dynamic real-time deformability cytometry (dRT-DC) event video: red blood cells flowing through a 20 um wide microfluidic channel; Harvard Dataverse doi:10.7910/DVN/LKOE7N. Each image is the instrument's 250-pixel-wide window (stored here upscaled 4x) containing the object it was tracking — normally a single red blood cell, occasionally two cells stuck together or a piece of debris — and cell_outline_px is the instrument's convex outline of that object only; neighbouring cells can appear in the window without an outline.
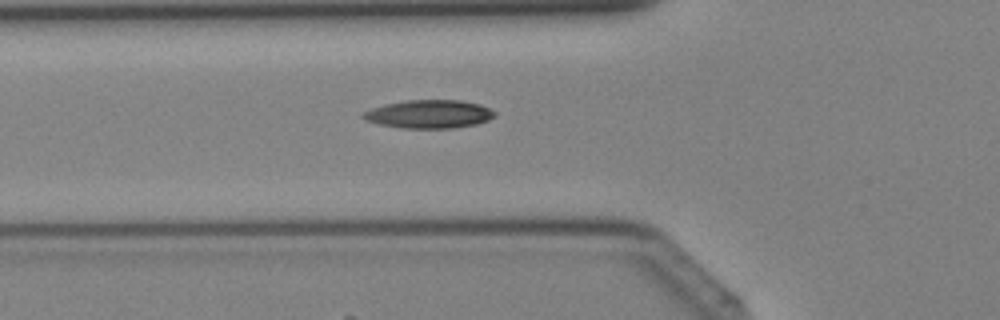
{"species": "Egyptian fruit bat (a non-hibernating species)", "species_latin": "Rousettus aegyptiacus", "temperature_condition": "cold", "stored_images_in_passage": 31, "camera_frame_rate_fps": 3000, "um_per_image_px": 0.085, "animal": {"sex": "female"}, "frame": {"image": 1, "passage_image": 5, "time_ms": 1.333, "image_size_px": [1000, 320], "cell_outline_px": [[496, 116], [488, 120], [476, 124], [452, 128], [400, 128], [380, 124], [364, 120], [360, 116], [364, 112], [372, 108], [384, 104], [404, 100], [460, 100], [480, 104], [496, 112]], "centroid_in_image_um": [36.46, 9.69], "position_along_channel_um": 89.3, "area_um2": 21.79}}
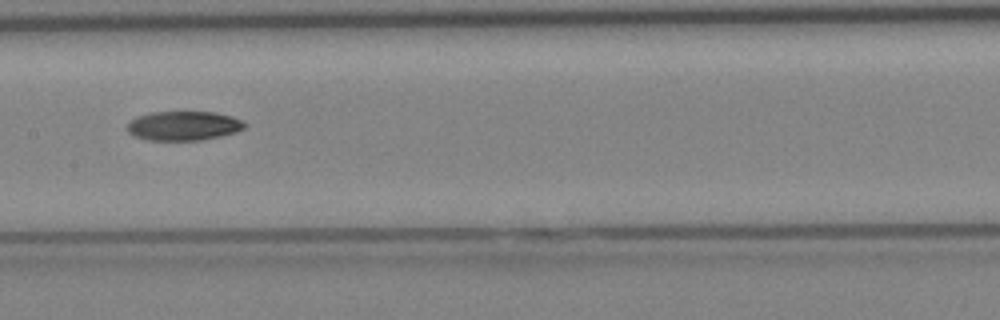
{"frame": {"image": 2, "passage_image": 11, "time_ms": 3.333, "image_size_px": [1000, 320], "cell_outline_px": [[248, 124], [244, 128], [236, 132], [220, 136], [200, 140], [148, 140], [136, 136], [128, 132], [124, 128], [136, 116], [152, 112], [212, 112], [232, 116]], "centroid_in_image_um": [15.59, 10.69], "position_along_channel_um": 191.8, "area_um2": 20.0}}
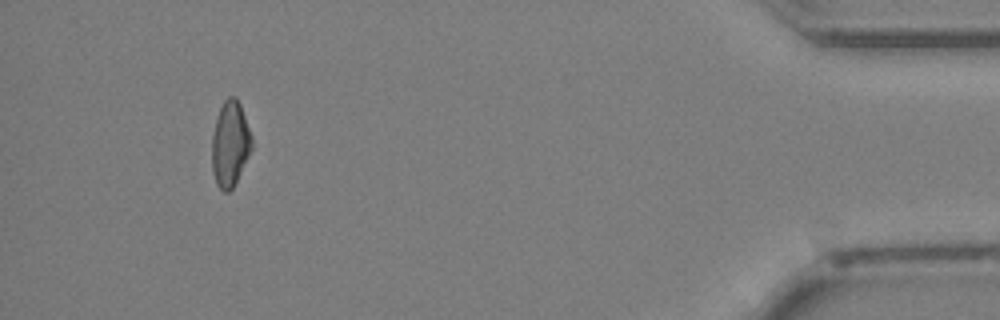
{"frame": {"image": 3, "passage_image": 28, "time_ms": 9.0, "image_size_px": [1000, 320], "cell_outline_px": [[252, 148], [232, 188], [228, 192], [224, 192], [216, 184], [212, 168], [212, 136], [216, 120], [220, 108], [224, 100], [228, 96], [236, 96], [240, 104], [252, 136]], "centroid_in_image_um": [19.55, 12.21], "position_along_channel_um": 415.6, "area_um2": 19.59}}